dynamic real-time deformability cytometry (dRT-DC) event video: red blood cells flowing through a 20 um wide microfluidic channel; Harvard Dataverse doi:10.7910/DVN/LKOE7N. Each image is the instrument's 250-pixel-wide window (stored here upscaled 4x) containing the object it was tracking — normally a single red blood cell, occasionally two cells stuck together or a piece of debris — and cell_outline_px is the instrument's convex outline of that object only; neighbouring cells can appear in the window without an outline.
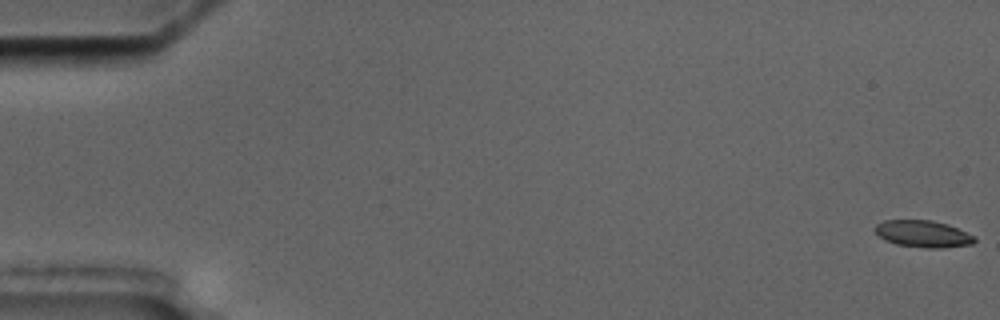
{"species": "common noctule bat (a hibernating species)", "species_latin": "Nyctalus noctula", "temperature_condition": "cold", "stored_images_in_passage": 7, "camera_frame_rate_fps": 3000, "um_per_image_px": 0.085, "animal": {"sex": "male", "body_mass_g": 17.5, "forearm_length_mm": 52.3}, "frame": {"image": 1, "passage_image": 1, "time_ms": 0.0, "image_size_px": [1000, 320], "cell_outline_px": [[976, 240], [972, 244], [944, 248], [928, 248], [896, 244], [884, 240], [872, 228], [876, 224], [884, 220], [932, 220], [948, 224], [976, 236]], "centroid_in_image_um": [78.46, 19.87], "position_along_channel_um": 6.5, "area_um2": 15.72}}
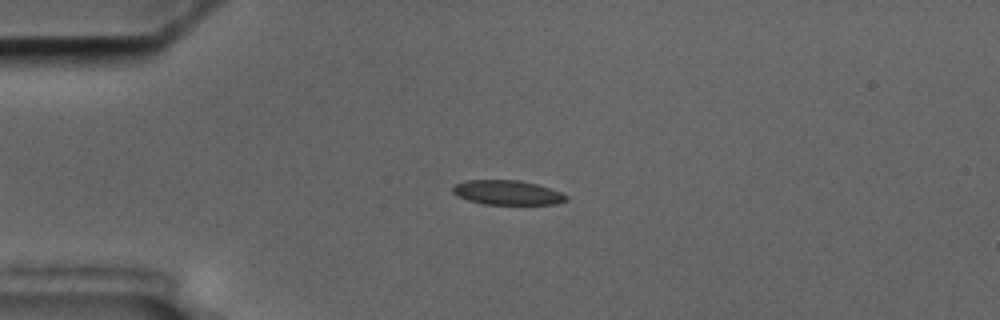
{"frame": {"image": 2, "passage_image": 5, "time_ms": 4.667, "image_size_px": [1000, 320], "cell_outline_px": [[568, 200], [556, 204], [484, 204], [468, 200], [452, 192], [452, 188], [456, 184], [464, 180], [520, 180], [536, 184], [560, 192], [568, 196]], "centroid_in_image_um": [43.13, 16.36], "position_along_channel_um": 41.9, "area_um2": 16.07}}
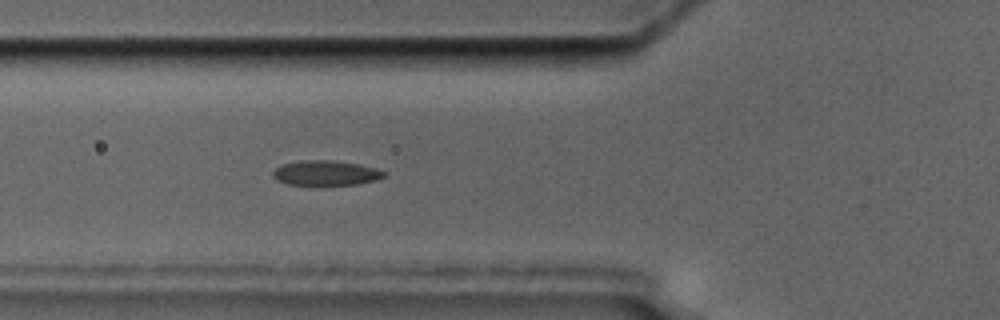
{"frame": {"image": 3, "passage_image": 7, "time_ms": 7.0, "image_size_px": [1000, 320], "cell_outline_px": [[384, 176], [376, 180], [356, 184], [288, 184], [276, 180], [272, 176], [272, 172], [280, 164], [300, 160], [328, 160], [356, 164], [376, 168], [384, 172]], "centroid_in_image_um": [27.62, 14.69], "position_along_channel_um": 98.2, "area_um2": 15.84}}